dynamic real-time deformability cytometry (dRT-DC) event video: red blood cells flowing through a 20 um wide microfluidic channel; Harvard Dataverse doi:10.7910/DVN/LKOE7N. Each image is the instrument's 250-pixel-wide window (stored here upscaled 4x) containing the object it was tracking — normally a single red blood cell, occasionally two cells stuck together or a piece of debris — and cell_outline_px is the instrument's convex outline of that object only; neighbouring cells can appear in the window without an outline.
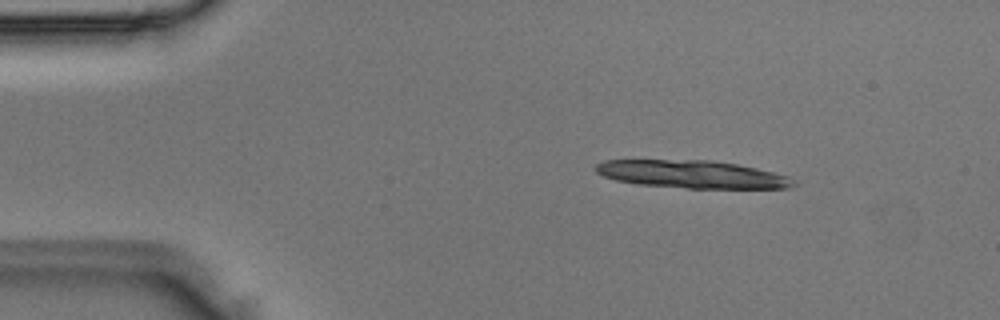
{"species": "Egyptian fruit bat (a non-hibernating species)", "species_latin": "Rousettus aegyptiacus", "temperature_condition": "room temperature", "stored_images_in_passage": 5, "camera_frame_rate_fps": 3000, "um_per_image_px": 0.085, "animal": {"sex": "male"}, "frame": {"image": 1, "passage_image": 2, "time_ms": 0.333, "image_size_px": [1000, 320], "cell_outline_px": [[796, 184], [788, 188], [688, 188], [636, 184], [616, 180], [604, 176], [596, 172], [596, 164], [604, 160], [712, 160], [736, 164], [756, 168], [788, 176]], "centroid_in_image_um": [58.8, 14.81], "position_along_channel_um": 26.2, "area_um2": 31.79}}
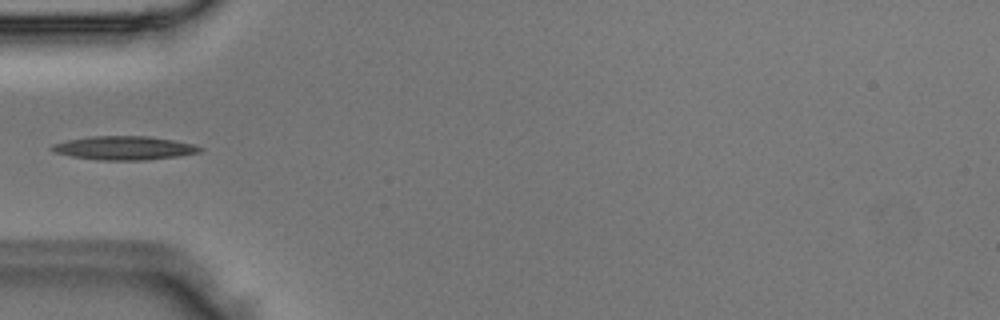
{"frame": {"image": 2, "passage_image": 4, "time_ms": 1.0, "image_size_px": [1000, 320], "cell_outline_px": [[204, 148], [200, 152], [176, 156], [144, 160], [96, 160], [72, 156], [52, 152], [48, 148], [52, 144], [68, 140], [88, 136], [148, 136], [172, 140], [192, 144]], "centroid_in_image_um": [10.49, 12.58], "position_along_channel_um": 74.5, "area_um2": 20.4}}